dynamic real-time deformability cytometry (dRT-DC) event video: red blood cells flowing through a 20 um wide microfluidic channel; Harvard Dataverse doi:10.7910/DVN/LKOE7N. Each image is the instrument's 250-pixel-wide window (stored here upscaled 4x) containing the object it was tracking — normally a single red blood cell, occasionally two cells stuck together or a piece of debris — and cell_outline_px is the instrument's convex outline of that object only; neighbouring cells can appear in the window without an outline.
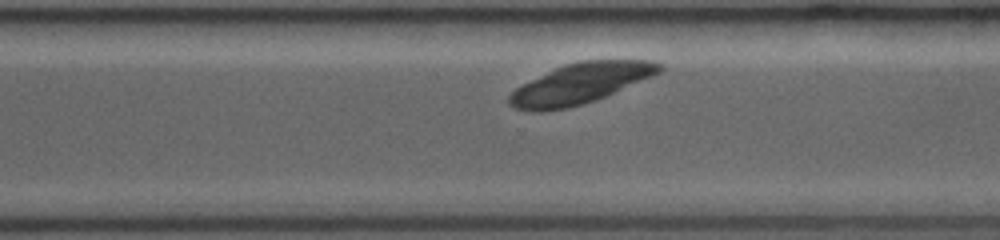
{"species": "common noctule bat (a hibernating species)", "species_latin": "Nyctalus noctula", "temperature_condition": "room temperature", "stored_images_in_passage": 27, "camera_frame_rate_fps": 3000, "um_per_image_px": 0.085, "animal": {"sex": "female", "body_mass_g": 19.0, "forearm_length_mm": 53.3}, "frame": {"image": 1, "passage_image": 21, "time_ms": 6.667, "image_size_px": [1000, 240], "cell_outline_px": [[664, 68], [660, 72], [652, 76], [604, 96], [568, 108], [540, 112], [536, 112], [516, 108], [508, 104], [508, 96], [516, 88], [564, 64], [580, 60], [652, 60], [664, 64]], "centroid_in_image_um": [49.34, 7.09], "position_along_channel_um": 321.3, "area_um2": 34.74}}